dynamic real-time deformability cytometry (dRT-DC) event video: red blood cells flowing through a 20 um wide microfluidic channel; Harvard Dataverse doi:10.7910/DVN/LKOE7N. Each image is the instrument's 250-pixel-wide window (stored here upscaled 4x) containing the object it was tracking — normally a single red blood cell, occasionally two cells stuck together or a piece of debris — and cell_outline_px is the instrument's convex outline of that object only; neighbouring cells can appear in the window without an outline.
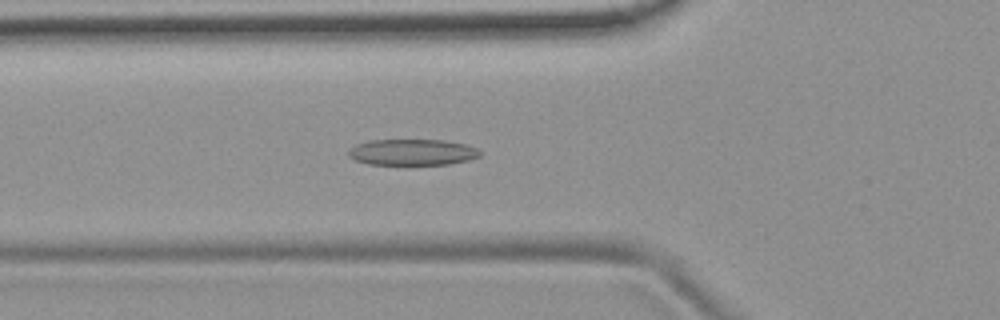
{"species": "common noctule bat (a hibernating species)", "species_latin": "Nyctalus noctula", "temperature_condition": "room temperature", "stored_images_in_passage": 43, "camera_frame_rate_fps": 3000, "um_per_image_px": 0.085, "animal": {"sex": "female", "body_mass_g": 19.9}, "frame": {"image": 1, "passage_image": 9, "time_ms": 2.667, "image_size_px": [1000, 320], "cell_outline_px": [[480, 156], [468, 160], [448, 164], [368, 164], [356, 160], [348, 156], [348, 152], [356, 144], [368, 140], [444, 140], [464, 144], [476, 148], [480, 152]], "centroid_in_image_um": [35.03, 12.93], "position_along_channel_um": 90.8, "area_um2": 19.83}}
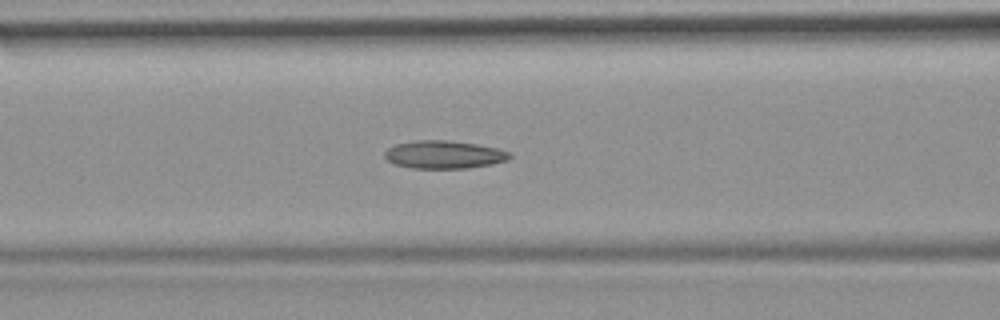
{"frame": {"image": 2, "passage_image": 12, "time_ms": 3.667, "image_size_px": [1000, 320], "cell_outline_px": [[512, 156], [508, 160], [492, 164], [468, 168], [412, 168], [396, 164], [388, 160], [384, 156], [384, 152], [388, 148], [396, 144], [416, 140], [448, 140], [476, 144], [496, 148], [508, 152]], "centroid_in_image_um": [37.74, 13.14], "position_along_channel_um": 128.9, "area_um2": 20.23}}
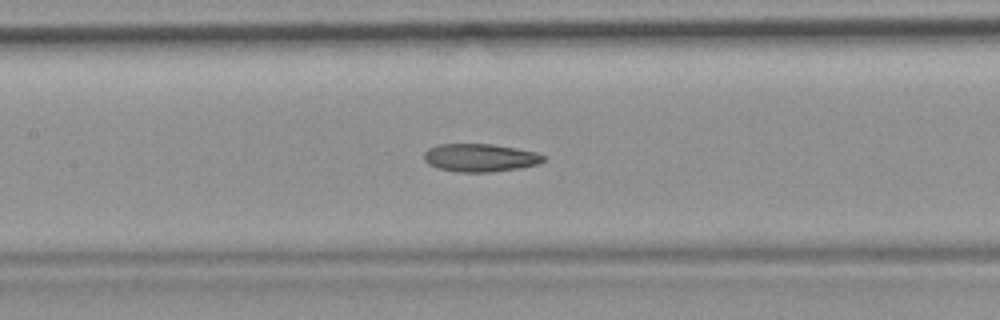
{"frame": {"image": 3, "passage_image": 15, "time_ms": 4.667, "image_size_px": [1000, 320], "cell_outline_px": [[544, 160], [540, 164], [520, 168], [488, 172], [456, 172], [436, 168], [428, 164], [424, 160], [424, 152], [428, 148], [436, 144], [492, 144], [516, 148], [536, 152], [544, 156]], "centroid_in_image_um": [40.78, 13.41], "position_along_channel_um": 166.6, "area_um2": 19.65}, "authors_computed_cell_mechanics": {"area_um2": 19.8254, "velocity_mm_per_s": 3.7727, "shape_relaxation_time_tau1_ms": null, "shape_relaxation_time_tau2_ms": 4.7198, "deformation_change_tau1": null, "deformation_change_tau2": 0.1071}}